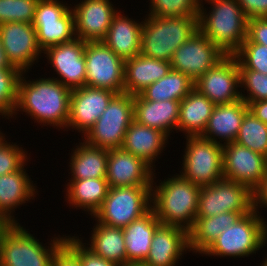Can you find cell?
Returning <instances> with one entry per match:
<instances>
[{
	"label": "cell",
	"instance_id": "17",
	"mask_svg": "<svg viewBox=\"0 0 267 266\" xmlns=\"http://www.w3.org/2000/svg\"><path fill=\"white\" fill-rule=\"evenodd\" d=\"M85 46V41L75 38L71 42L53 45L43 51L48 64L58 75L57 78H52L71 90L85 86Z\"/></svg>",
	"mask_w": 267,
	"mask_h": 266
},
{
	"label": "cell",
	"instance_id": "4",
	"mask_svg": "<svg viewBox=\"0 0 267 266\" xmlns=\"http://www.w3.org/2000/svg\"><path fill=\"white\" fill-rule=\"evenodd\" d=\"M146 16L140 54L154 59L171 61L175 50L199 30L198 16Z\"/></svg>",
	"mask_w": 267,
	"mask_h": 266
},
{
	"label": "cell",
	"instance_id": "15",
	"mask_svg": "<svg viewBox=\"0 0 267 266\" xmlns=\"http://www.w3.org/2000/svg\"><path fill=\"white\" fill-rule=\"evenodd\" d=\"M0 37L6 56L13 67L28 72L43 51L38 45L32 23L8 22L0 24Z\"/></svg>",
	"mask_w": 267,
	"mask_h": 266
},
{
	"label": "cell",
	"instance_id": "22",
	"mask_svg": "<svg viewBox=\"0 0 267 266\" xmlns=\"http://www.w3.org/2000/svg\"><path fill=\"white\" fill-rule=\"evenodd\" d=\"M24 167L0 176V217L8 224L19 223L13 214L15 209L34 200L38 194L37 186Z\"/></svg>",
	"mask_w": 267,
	"mask_h": 266
},
{
	"label": "cell",
	"instance_id": "27",
	"mask_svg": "<svg viewBox=\"0 0 267 266\" xmlns=\"http://www.w3.org/2000/svg\"><path fill=\"white\" fill-rule=\"evenodd\" d=\"M168 139V136L163 132L138 124L133 120L124 135L121 148L132 153L134 156L142 158L155 169L156 158L159 155L162 156L161 153L166 148Z\"/></svg>",
	"mask_w": 267,
	"mask_h": 266
},
{
	"label": "cell",
	"instance_id": "42",
	"mask_svg": "<svg viewBox=\"0 0 267 266\" xmlns=\"http://www.w3.org/2000/svg\"><path fill=\"white\" fill-rule=\"evenodd\" d=\"M82 241L79 236H65V243L79 256L81 266H118L95 254Z\"/></svg>",
	"mask_w": 267,
	"mask_h": 266
},
{
	"label": "cell",
	"instance_id": "24",
	"mask_svg": "<svg viewBox=\"0 0 267 266\" xmlns=\"http://www.w3.org/2000/svg\"><path fill=\"white\" fill-rule=\"evenodd\" d=\"M180 101H147L140 94L134 95V120L141 125L155 128L168 137L179 121Z\"/></svg>",
	"mask_w": 267,
	"mask_h": 266
},
{
	"label": "cell",
	"instance_id": "41",
	"mask_svg": "<svg viewBox=\"0 0 267 266\" xmlns=\"http://www.w3.org/2000/svg\"><path fill=\"white\" fill-rule=\"evenodd\" d=\"M241 99L246 103L267 100V74L254 70H239ZM244 90L248 93L245 94ZM243 92V93H242Z\"/></svg>",
	"mask_w": 267,
	"mask_h": 266
},
{
	"label": "cell",
	"instance_id": "8",
	"mask_svg": "<svg viewBox=\"0 0 267 266\" xmlns=\"http://www.w3.org/2000/svg\"><path fill=\"white\" fill-rule=\"evenodd\" d=\"M151 209V186L110 187L93 218L110 227L124 228Z\"/></svg>",
	"mask_w": 267,
	"mask_h": 266
},
{
	"label": "cell",
	"instance_id": "13",
	"mask_svg": "<svg viewBox=\"0 0 267 266\" xmlns=\"http://www.w3.org/2000/svg\"><path fill=\"white\" fill-rule=\"evenodd\" d=\"M227 55L200 30L179 46L170 61L172 69L189 76L194 82Z\"/></svg>",
	"mask_w": 267,
	"mask_h": 266
},
{
	"label": "cell",
	"instance_id": "45",
	"mask_svg": "<svg viewBox=\"0 0 267 266\" xmlns=\"http://www.w3.org/2000/svg\"><path fill=\"white\" fill-rule=\"evenodd\" d=\"M247 18L267 17V0H237Z\"/></svg>",
	"mask_w": 267,
	"mask_h": 266
},
{
	"label": "cell",
	"instance_id": "5",
	"mask_svg": "<svg viewBox=\"0 0 267 266\" xmlns=\"http://www.w3.org/2000/svg\"><path fill=\"white\" fill-rule=\"evenodd\" d=\"M66 235L52 237L43 246L20 223L7 224L0 232V266H51L56 250Z\"/></svg>",
	"mask_w": 267,
	"mask_h": 266
},
{
	"label": "cell",
	"instance_id": "19",
	"mask_svg": "<svg viewBox=\"0 0 267 266\" xmlns=\"http://www.w3.org/2000/svg\"><path fill=\"white\" fill-rule=\"evenodd\" d=\"M74 6L75 36L85 42L102 41L119 12L110 0H80Z\"/></svg>",
	"mask_w": 267,
	"mask_h": 266
},
{
	"label": "cell",
	"instance_id": "43",
	"mask_svg": "<svg viewBox=\"0 0 267 266\" xmlns=\"http://www.w3.org/2000/svg\"><path fill=\"white\" fill-rule=\"evenodd\" d=\"M247 39L251 43L267 46V17L248 19Z\"/></svg>",
	"mask_w": 267,
	"mask_h": 266
},
{
	"label": "cell",
	"instance_id": "40",
	"mask_svg": "<svg viewBox=\"0 0 267 266\" xmlns=\"http://www.w3.org/2000/svg\"><path fill=\"white\" fill-rule=\"evenodd\" d=\"M4 135L0 131V176L20 170L23 166H27L29 160L25 148L19 147L17 143L11 142V144Z\"/></svg>",
	"mask_w": 267,
	"mask_h": 266
},
{
	"label": "cell",
	"instance_id": "1",
	"mask_svg": "<svg viewBox=\"0 0 267 266\" xmlns=\"http://www.w3.org/2000/svg\"><path fill=\"white\" fill-rule=\"evenodd\" d=\"M24 73L27 74L22 72L19 79L18 99L13 117L16 118L22 111L40 126L50 125L56 129L59 127L58 130H66L72 90L54 78L28 80Z\"/></svg>",
	"mask_w": 267,
	"mask_h": 266
},
{
	"label": "cell",
	"instance_id": "11",
	"mask_svg": "<svg viewBox=\"0 0 267 266\" xmlns=\"http://www.w3.org/2000/svg\"><path fill=\"white\" fill-rule=\"evenodd\" d=\"M32 24L42 51L76 38L74 13L68 3L63 1L39 0Z\"/></svg>",
	"mask_w": 267,
	"mask_h": 266
},
{
	"label": "cell",
	"instance_id": "21",
	"mask_svg": "<svg viewBox=\"0 0 267 266\" xmlns=\"http://www.w3.org/2000/svg\"><path fill=\"white\" fill-rule=\"evenodd\" d=\"M189 252L188 232L177 226L160 224L155 230L145 266H176ZM180 259V260H179Z\"/></svg>",
	"mask_w": 267,
	"mask_h": 266
},
{
	"label": "cell",
	"instance_id": "50",
	"mask_svg": "<svg viewBox=\"0 0 267 266\" xmlns=\"http://www.w3.org/2000/svg\"><path fill=\"white\" fill-rule=\"evenodd\" d=\"M121 266H145V265L141 263H128V264H123Z\"/></svg>",
	"mask_w": 267,
	"mask_h": 266
},
{
	"label": "cell",
	"instance_id": "20",
	"mask_svg": "<svg viewBox=\"0 0 267 266\" xmlns=\"http://www.w3.org/2000/svg\"><path fill=\"white\" fill-rule=\"evenodd\" d=\"M154 168L122 148L108 149L106 180L109 187L152 186Z\"/></svg>",
	"mask_w": 267,
	"mask_h": 266
},
{
	"label": "cell",
	"instance_id": "35",
	"mask_svg": "<svg viewBox=\"0 0 267 266\" xmlns=\"http://www.w3.org/2000/svg\"><path fill=\"white\" fill-rule=\"evenodd\" d=\"M235 142L267 158V125L248 111Z\"/></svg>",
	"mask_w": 267,
	"mask_h": 266
},
{
	"label": "cell",
	"instance_id": "7",
	"mask_svg": "<svg viewBox=\"0 0 267 266\" xmlns=\"http://www.w3.org/2000/svg\"><path fill=\"white\" fill-rule=\"evenodd\" d=\"M180 176L202 187L223 178V145L202 136H186Z\"/></svg>",
	"mask_w": 267,
	"mask_h": 266
},
{
	"label": "cell",
	"instance_id": "16",
	"mask_svg": "<svg viewBox=\"0 0 267 266\" xmlns=\"http://www.w3.org/2000/svg\"><path fill=\"white\" fill-rule=\"evenodd\" d=\"M267 170V158L236 142L223 144V178L248 186L254 191Z\"/></svg>",
	"mask_w": 267,
	"mask_h": 266
},
{
	"label": "cell",
	"instance_id": "32",
	"mask_svg": "<svg viewBox=\"0 0 267 266\" xmlns=\"http://www.w3.org/2000/svg\"><path fill=\"white\" fill-rule=\"evenodd\" d=\"M73 149L69 158L70 179L106 178L108 149L92 146L85 140Z\"/></svg>",
	"mask_w": 267,
	"mask_h": 266
},
{
	"label": "cell",
	"instance_id": "51",
	"mask_svg": "<svg viewBox=\"0 0 267 266\" xmlns=\"http://www.w3.org/2000/svg\"><path fill=\"white\" fill-rule=\"evenodd\" d=\"M262 262H263L262 264L260 263L261 266H267V256H266L265 260Z\"/></svg>",
	"mask_w": 267,
	"mask_h": 266
},
{
	"label": "cell",
	"instance_id": "14",
	"mask_svg": "<svg viewBox=\"0 0 267 266\" xmlns=\"http://www.w3.org/2000/svg\"><path fill=\"white\" fill-rule=\"evenodd\" d=\"M194 89L215 105L240 100V72L237 59L233 55H227L194 82Z\"/></svg>",
	"mask_w": 267,
	"mask_h": 266
},
{
	"label": "cell",
	"instance_id": "23",
	"mask_svg": "<svg viewBox=\"0 0 267 266\" xmlns=\"http://www.w3.org/2000/svg\"><path fill=\"white\" fill-rule=\"evenodd\" d=\"M248 111V105L242 99L229 104L215 105L200 136L221 145L235 142L242 120Z\"/></svg>",
	"mask_w": 267,
	"mask_h": 266
},
{
	"label": "cell",
	"instance_id": "10",
	"mask_svg": "<svg viewBox=\"0 0 267 266\" xmlns=\"http://www.w3.org/2000/svg\"><path fill=\"white\" fill-rule=\"evenodd\" d=\"M253 210V191L244 184L222 178L212 185L201 187L196 217H212L224 212Z\"/></svg>",
	"mask_w": 267,
	"mask_h": 266
},
{
	"label": "cell",
	"instance_id": "29",
	"mask_svg": "<svg viewBox=\"0 0 267 266\" xmlns=\"http://www.w3.org/2000/svg\"><path fill=\"white\" fill-rule=\"evenodd\" d=\"M67 183V204L82 209L86 214L88 212L91 217L101 208L110 188L106 178L69 179Z\"/></svg>",
	"mask_w": 267,
	"mask_h": 266
},
{
	"label": "cell",
	"instance_id": "44",
	"mask_svg": "<svg viewBox=\"0 0 267 266\" xmlns=\"http://www.w3.org/2000/svg\"><path fill=\"white\" fill-rule=\"evenodd\" d=\"M51 266H81L79 256L64 242L54 253Z\"/></svg>",
	"mask_w": 267,
	"mask_h": 266
},
{
	"label": "cell",
	"instance_id": "39",
	"mask_svg": "<svg viewBox=\"0 0 267 266\" xmlns=\"http://www.w3.org/2000/svg\"><path fill=\"white\" fill-rule=\"evenodd\" d=\"M39 0H0V24L8 22L33 23Z\"/></svg>",
	"mask_w": 267,
	"mask_h": 266
},
{
	"label": "cell",
	"instance_id": "46",
	"mask_svg": "<svg viewBox=\"0 0 267 266\" xmlns=\"http://www.w3.org/2000/svg\"><path fill=\"white\" fill-rule=\"evenodd\" d=\"M254 195V210L258 213L260 207L267 208V170L261 184L253 191Z\"/></svg>",
	"mask_w": 267,
	"mask_h": 266
},
{
	"label": "cell",
	"instance_id": "18",
	"mask_svg": "<svg viewBox=\"0 0 267 266\" xmlns=\"http://www.w3.org/2000/svg\"><path fill=\"white\" fill-rule=\"evenodd\" d=\"M115 95L112 91L86 85L72 90L66 129L74 128L73 130L84 136L101 117Z\"/></svg>",
	"mask_w": 267,
	"mask_h": 266
},
{
	"label": "cell",
	"instance_id": "36",
	"mask_svg": "<svg viewBox=\"0 0 267 266\" xmlns=\"http://www.w3.org/2000/svg\"><path fill=\"white\" fill-rule=\"evenodd\" d=\"M21 75L19 69H0V117L2 118L8 120L13 118Z\"/></svg>",
	"mask_w": 267,
	"mask_h": 266
},
{
	"label": "cell",
	"instance_id": "28",
	"mask_svg": "<svg viewBox=\"0 0 267 266\" xmlns=\"http://www.w3.org/2000/svg\"><path fill=\"white\" fill-rule=\"evenodd\" d=\"M161 222L151 208L141 217L123 228L128 263H143L147 258L152 237Z\"/></svg>",
	"mask_w": 267,
	"mask_h": 266
},
{
	"label": "cell",
	"instance_id": "25",
	"mask_svg": "<svg viewBox=\"0 0 267 266\" xmlns=\"http://www.w3.org/2000/svg\"><path fill=\"white\" fill-rule=\"evenodd\" d=\"M172 69L170 61L138 54L125 60L124 93L140 94L145 88L165 77Z\"/></svg>",
	"mask_w": 267,
	"mask_h": 266
},
{
	"label": "cell",
	"instance_id": "47",
	"mask_svg": "<svg viewBox=\"0 0 267 266\" xmlns=\"http://www.w3.org/2000/svg\"><path fill=\"white\" fill-rule=\"evenodd\" d=\"M249 111L267 125V100L247 103Z\"/></svg>",
	"mask_w": 267,
	"mask_h": 266
},
{
	"label": "cell",
	"instance_id": "37",
	"mask_svg": "<svg viewBox=\"0 0 267 266\" xmlns=\"http://www.w3.org/2000/svg\"><path fill=\"white\" fill-rule=\"evenodd\" d=\"M233 56L238 61L239 70H254L267 74V46L251 43L246 38Z\"/></svg>",
	"mask_w": 267,
	"mask_h": 266
},
{
	"label": "cell",
	"instance_id": "12",
	"mask_svg": "<svg viewBox=\"0 0 267 266\" xmlns=\"http://www.w3.org/2000/svg\"><path fill=\"white\" fill-rule=\"evenodd\" d=\"M84 57L86 86L106 89L116 94L124 93V59L102 41L86 42Z\"/></svg>",
	"mask_w": 267,
	"mask_h": 266
},
{
	"label": "cell",
	"instance_id": "3",
	"mask_svg": "<svg viewBox=\"0 0 267 266\" xmlns=\"http://www.w3.org/2000/svg\"><path fill=\"white\" fill-rule=\"evenodd\" d=\"M203 0L198 14L199 30L226 55H233L247 38L248 18L237 0ZM204 4V5H203Z\"/></svg>",
	"mask_w": 267,
	"mask_h": 266
},
{
	"label": "cell",
	"instance_id": "6",
	"mask_svg": "<svg viewBox=\"0 0 267 266\" xmlns=\"http://www.w3.org/2000/svg\"><path fill=\"white\" fill-rule=\"evenodd\" d=\"M256 210L242 216L213 241L201 254L217 257L245 258L267 244V222Z\"/></svg>",
	"mask_w": 267,
	"mask_h": 266
},
{
	"label": "cell",
	"instance_id": "9",
	"mask_svg": "<svg viewBox=\"0 0 267 266\" xmlns=\"http://www.w3.org/2000/svg\"><path fill=\"white\" fill-rule=\"evenodd\" d=\"M133 120L134 96L116 94L93 127L82 136V140L96 147L121 148L124 135Z\"/></svg>",
	"mask_w": 267,
	"mask_h": 266
},
{
	"label": "cell",
	"instance_id": "2",
	"mask_svg": "<svg viewBox=\"0 0 267 266\" xmlns=\"http://www.w3.org/2000/svg\"><path fill=\"white\" fill-rule=\"evenodd\" d=\"M151 186V208L163 225L177 226L189 232L196 221L201 187L182 178L178 173L154 181ZM155 184V186H153Z\"/></svg>",
	"mask_w": 267,
	"mask_h": 266
},
{
	"label": "cell",
	"instance_id": "31",
	"mask_svg": "<svg viewBox=\"0 0 267 266\" xmlns=\"http://www.w3.org/2000/svg\"><path fill=\"white\" fill-rule=\"evenodd\" d=\"M215 104L193 89L180 101L177 132L185 136H199L204 132Z\"/></svg>",
	"mask_w": 267,
	"mask_h": 266
},
{
	"label": "cell",
	"instance_id": "49",
	"mask_svg": "<svg viewBox=\"0 0 267 266\" xmlns=\"http://www.w3.org/2000/svg\"><path fill=\"white\" fill-rule=\"evenodd\" d=\"M8 223L0 217V232Z\"/></svg>",
	"mask_w": 267,
	"mask_h": 266
},
{
	"label": "cell",
	"instance_id": "33",
	"mask_svg": "<svg viewBox=\"0 0 267 266\" xmlns=\"http://www.w3.org/2000/svg\"><path fill=\"white\" fill-rule=\"evenodd\" d=\"M91 232L90 242L85 243L91 251L118 266L127 264L123 228L110 227L96 222Z\"/></svg>",
	"mask_w": 267,
	"mask_h": 266
},
{
	"label": "cell",
	"instance_id": "34",
	"mask_svg": "<svg viewBox=\"0 0 267 266\" xmlns=\"http://www.w3.org/2000/svg\"><path fill=\"white\" fill-rule=\"evenodd\" d=\"M194 89V81L173 69L160 80L145 88L140 95L147 101H181Z\"/></svg>",
	"mask_w": 267,
	"mask_h": 266
},
{
	"label": "cell",
	"instance_id": "38",
	"mask_svg": "<svg viewBox=\"0 0 267 266\" xmlns=\"http://www.w3.org/2000/svg\"><path fill=\"white\" fill-rule=\"evenodd\" d=\"M201 0H150L149 15L157 17L198 16Z\"/></svg>",
	"mask_w": 267,
	"mask_h": 266
},
{
	"label": "cell",
	"instance_id": "48",
	"mask_svg": "<svg viewBox=\"0 0 267 266\" xmlns=\"http://www.w3.org/2000/svg\"><path fill=\"white\" fill-rule=\"evenodd\" d=\"M0 69H17L12 66L8 60L4 48L2 46L1 37H0Z\"/></svg>",
	"mask_w": 267,
	"mask_h": 266
},
{
	"label": "cell",
	"instance_id": "30",
	"mask_svg": "<svg viewBox=\"0 0 267 266\" xmlns=\"http://www.w3.org/2000/svg\"><path fill=\"white\" fill-rule=\"evenodd\" d=\"M248 213L250 212H224L212 217H196L194 226L188 232L189 252L202 254L220 233Z\"/></svg>",
	"mask_w": 267,
	"mask_h": 266
},
{
	"label": "cell",
	"instance_id": "26",
	"mask_svg": "<svg viewBox=\"0 0 267 266\" xmlns=\"http://www.w3.org/2000/svg\"><path fill=\"white\" fill-rule=\"evenodd\" d=\"M143 22L128 18L119 10L102 42L122 59L133 58L140 54Z\"/></svg>",
	"mask_w": 267,
	"mask_h": 266
}]
</instances>
